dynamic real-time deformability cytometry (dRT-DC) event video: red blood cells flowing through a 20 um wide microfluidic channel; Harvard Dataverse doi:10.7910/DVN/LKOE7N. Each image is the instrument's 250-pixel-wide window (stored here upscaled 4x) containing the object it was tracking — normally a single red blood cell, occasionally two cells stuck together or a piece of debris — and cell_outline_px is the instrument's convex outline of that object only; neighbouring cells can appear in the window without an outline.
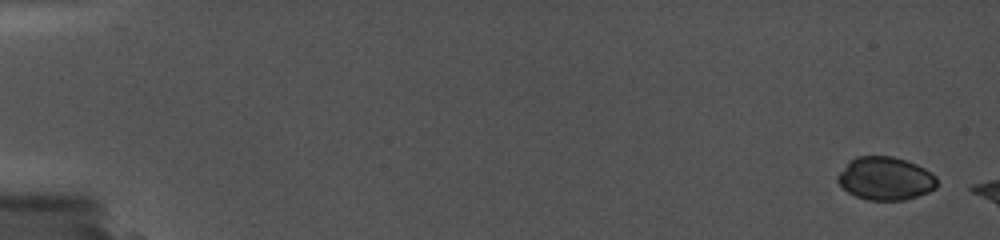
{"species": "common noctule bat (a hibernating species)", "species_latin": "Nyctalus noctula", "temperature_condition": "cold", "stored_images_in_passage": 3, "camera_frame_rate_fps": 5000, "um_per_image_px": 0.085, "animal": {"sex": "female", "body_mass_g": 19.0, "forearm_length_mm": 56.7}, "frame": {"image": 1, "passage_image": 3, "time_ms": 1.6, "image_size_px": [1000, 240], "cell_outline_px": [[936, 188], [928, 192], [904, 200], [868, 200], [856, 196], [848, 192], [836, 180], [836, 176], [848, 160], [856, 156], [892, 156], [916, 164], [932, 172], [936, 176]], "centroid_in_image_um": [75.23, 15.16], "position_along_channel_um": 9.8, "area_um2": 25.03}}